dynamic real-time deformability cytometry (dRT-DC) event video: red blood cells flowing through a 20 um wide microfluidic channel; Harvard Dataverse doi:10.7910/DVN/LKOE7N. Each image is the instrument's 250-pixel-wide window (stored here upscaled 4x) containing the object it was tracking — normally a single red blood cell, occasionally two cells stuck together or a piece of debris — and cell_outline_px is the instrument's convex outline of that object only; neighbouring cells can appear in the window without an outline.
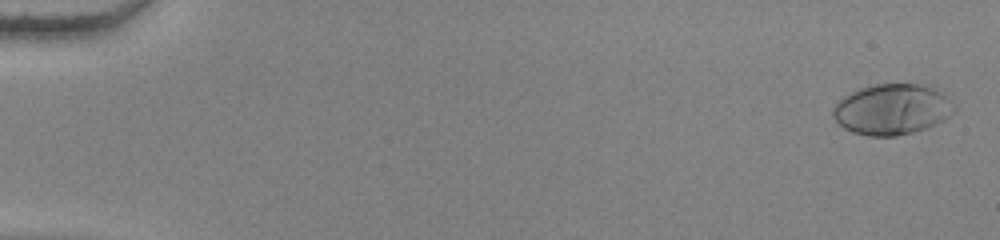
{"species": "human", "species_latin": "Homo sapiens", "temperature_condition": "warm", "stored_images_in_passage": 55, "camera_frame_rate_fps": 3000, "um_per_image_px": 0.085, "donor": {"sex": "female"}, "frame": {"image": 1, "passage_image": 2, "time_ms": 0.333, "image_size_px": [1000, 240], "cell_outline_px": [[956, 112], [944, 120], [924, 128], [912, 132], [896, 136], [868, 136], [852, 132], [844, 128], [832, 116], [832, 108], [844, 96], [860, 88], [872, 84], [916, 84], [932, 88], [940, 92], [956, 104]], "centroid_in_image_um": [75.83, 9.3], "position_along_channel_um": 9.2, "area_um2": 35.72}}
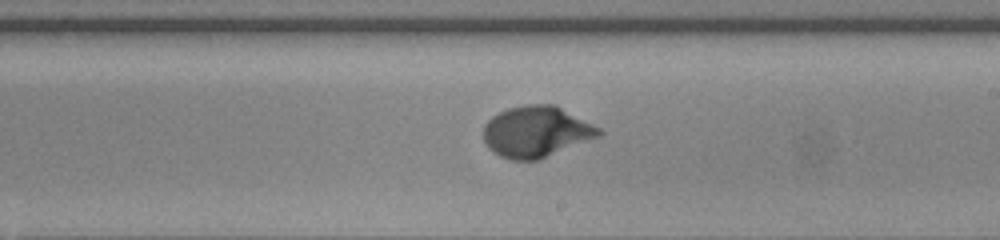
{"frame": {"image": 2, "passage_image": 34, "time_ms": 11.0, "image_size_px": [1000, 240], "cell_outline_px": [[604, 132], [600, 136], [540, 160], [512, 160], [500, 156], [488, 148], [484, 140], [484, 124], [492, 116], [508, 108], [524, 104], [556, 104], [600, 128]], "centroid_in_image_um": [45.6, 11.19], "position_along_channel_um": 243.4, "area_um2": 34.62}}
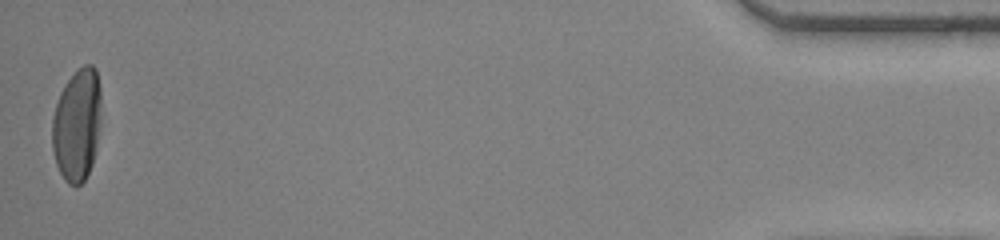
{"frame": {"image": 3, "passage_image": 55, "time_ms": 18.0, "image_size_px": [1000, 240], "cell_outline_px": [[100, 124], [92, 164], [84, 180], [76, 188], [68, 184], [64, 180], [56, 164], [52, 148], [52, 116], [60, 92], [64, 84], [84, 64], [92, 64], [96, 68], [100, 88]], "centroid_in_image_um": [6.53, 10.62], "position_along_channel_um": 428.7, "area_um2": 32.25}, "authors_computed_cell_mechanics": {"area_um2": 33.5818, "velocity_mm_per_s": 3.8295, "shape_relaxation_time_tau1_ms": 3.2261, "shape_relaxation_time_tau2_ms": null, "deformation_change_tau1": 0.2251, "deformation_change_tau2": null}}